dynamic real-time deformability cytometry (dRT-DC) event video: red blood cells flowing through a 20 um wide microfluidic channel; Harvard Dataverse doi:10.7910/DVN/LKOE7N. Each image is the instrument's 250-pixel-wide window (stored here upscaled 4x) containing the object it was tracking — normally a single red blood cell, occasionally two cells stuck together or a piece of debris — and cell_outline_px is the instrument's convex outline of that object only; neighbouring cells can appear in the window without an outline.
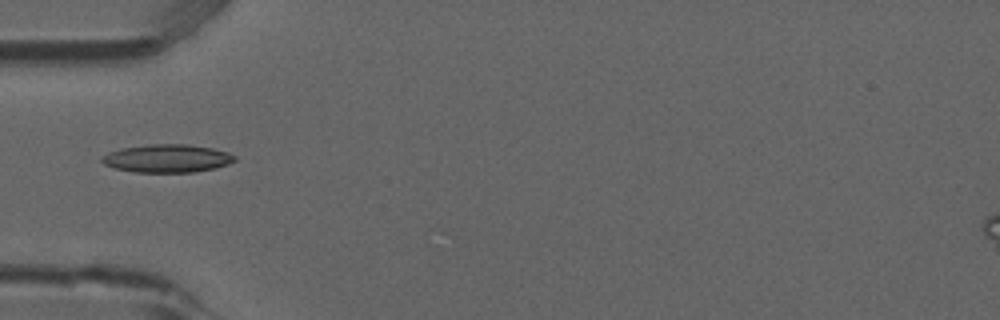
{"species": "common noctule bat (a hibernating species)", "species_latin": "Nyctalus noctula", "temperature_condition": "room temperature", "stored_images_in_passage": 3, "camera_frame_rate_fps": 3000, "um_per_image_px": 0.085, "animal": {"sex": "male", "forearm_length_mm": 52.5}, "frame": {"image": 1, "passage_image": 2, "time_ms": 0.333, "image_size_px": [1000, 320], "cell_outline_px": [[236, 160], [228, 164], [216, 168], [196, 172], [136, 172], [116, 168], [104, 164], [100, 160], [100, 156], [108, 152], [120, 148], [148, 144], [188, 144], [212, 148], [228, 152], [236, 156]], "centroid_in_image_um": [14.2, 13.46], "position_along_channel_um": 70.8, "area_um2": 21.91}}
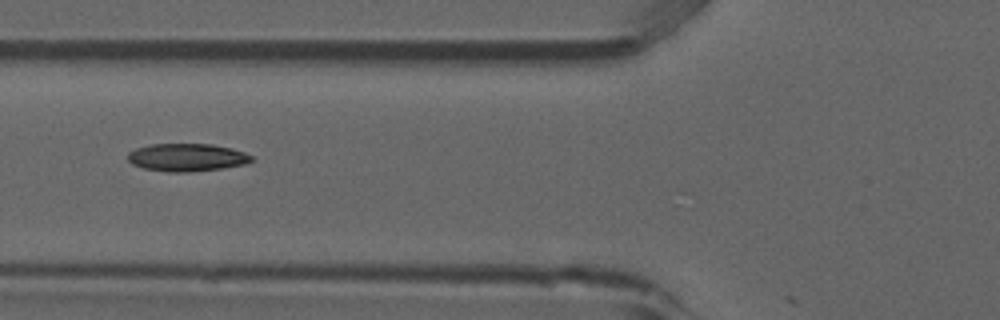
{"frame": {"image": 2, "passage_image": 3, "time_ms": 0.667, "image_size_px": [1000, 320], "cell_outline_px": [[252, 160], [244, 164], [220, 168], [184, 172], [168, 172], [144, 168], [132, 164], [128, 160], [128, 152], [136, 148], [152, 144], [212, 144], [232, 148], [244, 152], [252, 156]], "centroid_in_image_um": [15.86, 13.37], "position_along_channel_um": 109.9, "area_um2": 19.83}}